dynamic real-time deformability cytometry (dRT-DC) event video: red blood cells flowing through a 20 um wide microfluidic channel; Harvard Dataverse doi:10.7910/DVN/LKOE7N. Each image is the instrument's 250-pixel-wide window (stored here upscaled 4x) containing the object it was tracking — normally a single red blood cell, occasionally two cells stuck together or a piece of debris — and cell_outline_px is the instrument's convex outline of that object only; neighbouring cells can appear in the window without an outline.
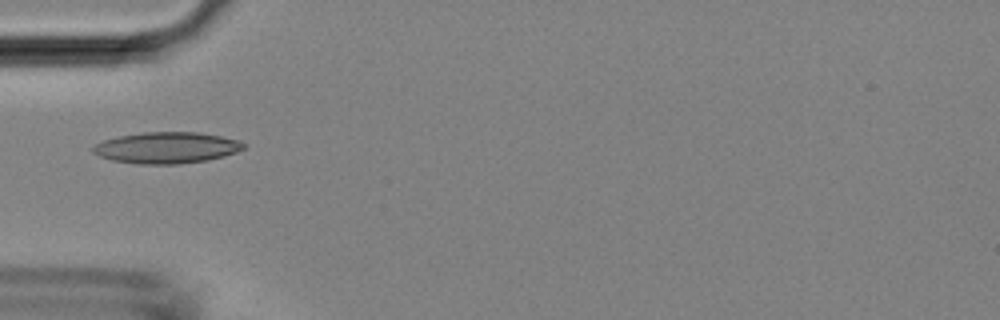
{"species": "Egyptian fruit bat (a non-hibernating species)", "species_latin": "Rousettus aegyptiacus", "temperature_condition": "room temperature", "stored_images_in_passage": 5, "camera_frame_rate_fps": 3000, "um_per_image_px": 0.085, "animal": {"sex": "female"}, "frame": {"image": 1, "passage_image": 5, "time_ms": 1.333, "image_size_px": [1000, 320], "cell_outline_px": [[248, 144], [244, 148], [236, 152], [224, 156], [208, 160], [180, 164], [140, 164], [112, 160], [100, 156], [92, 152], [92, 148], [96, 144], [104, 140], [120, 136], [144, 132], [200, 132], [220, 136], [236, 140]], "centroid_in_image_um": [14.18, 12.56], "position_along_channel_um": 70.8, "area_um2": 27.4}}